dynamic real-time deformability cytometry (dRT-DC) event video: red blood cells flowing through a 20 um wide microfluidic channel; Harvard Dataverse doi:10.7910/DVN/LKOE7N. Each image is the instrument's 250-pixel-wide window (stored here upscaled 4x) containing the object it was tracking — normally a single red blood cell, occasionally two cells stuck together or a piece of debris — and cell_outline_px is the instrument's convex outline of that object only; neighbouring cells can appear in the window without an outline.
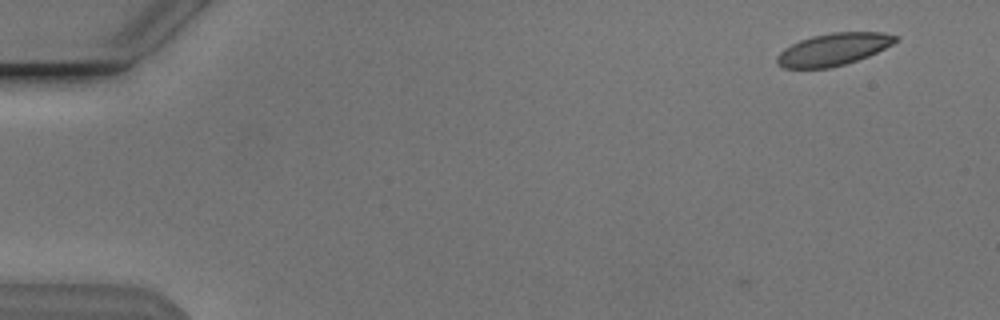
{"species": "Egyptian fruit bat (a non-hibernating species)", "species_latin": "Rousettus aegyptiacus", "temperature_condition": "cold", "stored_images_in_passage": 5, "camera_frame_rate_fps": 3000, "um_per_image_px": 0.085, "animal": {"sex": "male"}, "frame": {"image": 1, "passage_image": 5, "time_ms": 1.333, "image_size_px": [1000, 320], "cell_outline_px": [[900, 40], [868, 56], [844, 64], [828, 68], [784, 68], [776, 64], [776, 56], [784, 48], [800, 40], [812, 36], [832, 32], [884, 32], [900, 36]], "centroid_in_image_um": [70.84, 4.18], "position_along_channel_um": 14.2, "area_um2": 22.31}}